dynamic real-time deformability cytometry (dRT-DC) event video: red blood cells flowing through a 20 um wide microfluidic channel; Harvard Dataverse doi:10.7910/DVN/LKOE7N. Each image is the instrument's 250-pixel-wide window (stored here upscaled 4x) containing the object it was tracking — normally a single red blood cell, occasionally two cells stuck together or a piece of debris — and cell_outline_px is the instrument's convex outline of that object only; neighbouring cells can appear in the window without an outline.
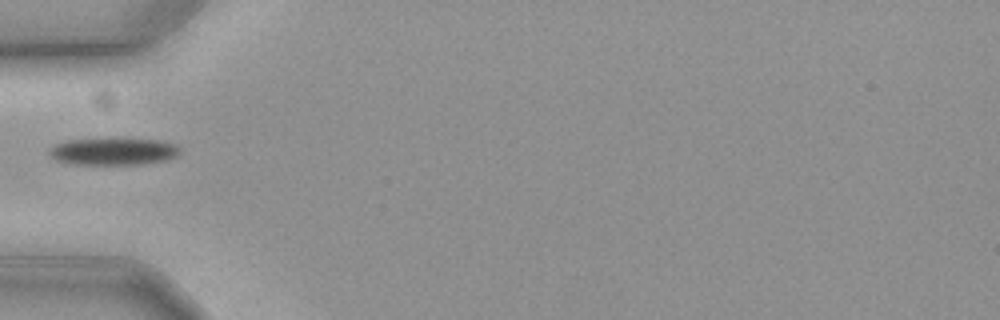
{"species": "common noctule bat (a hibernating species)", "species_latin": "Nyctalus noctula", "temperature_condition": "cold", "stored_images_in_passage": 23, "camera_frame_rate_fps": 3000, "um_per_image_px": 0.085, "animal": {"sex": "female", "body_mass_g": 19.3, "forearm_length_mm": 54.1}, "frame": {"image": 1, "passage_image": 1, "time_ms": 0.0, "image_size_px": [1000, 320], "cell_outline_px": [[180, 152], [176, 156], [168, 160], [140, 164], [76, 164], [56, 160], [48, 152], [56, 144], [68, 140], [160, 140], [176, 144], [180, 148]], "centroid_in_image_um": [9.69, 12.89], "position_along_channel_um": 75.3, "area_um2": 20.06}}
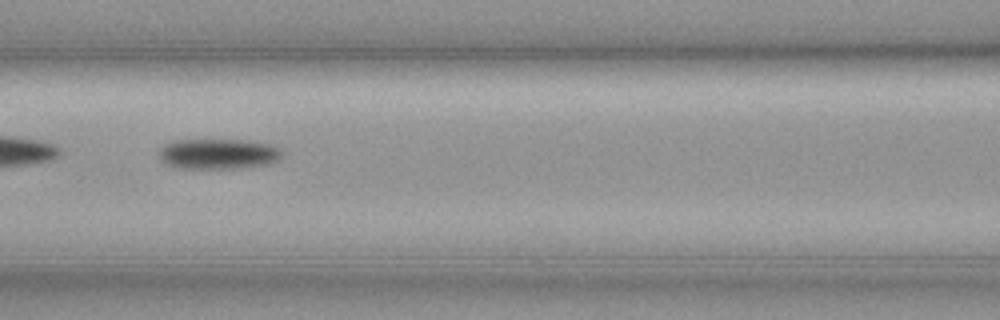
{"frame": {"image": 2, "passage_image": 7, "time_ms": 2.0, "image_size_px": [1000, 320], "cell_outline_px": [[280, 156], [276, 160], [268, 164], [240, 168], [176, 168], [160, 160], [160, 152], [164, 144], [176, 140], [244, 140], [268, 144], [280, 148]], "centroid_in_image_um": [18.52, 13.08], "position_along_channel_um": 148.1, "area_um2": 21.5}}
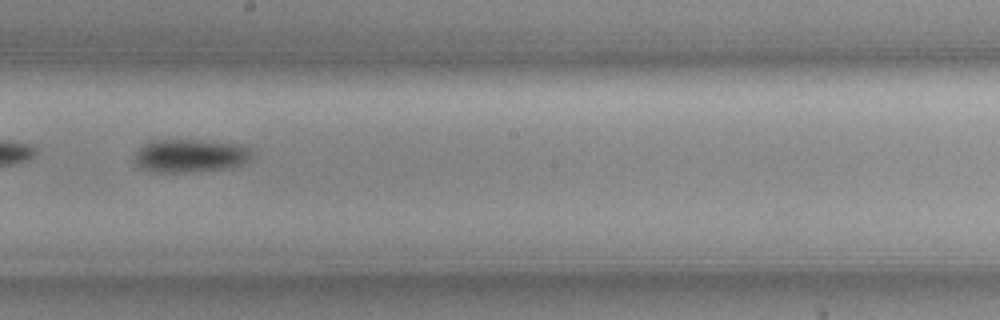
{"frame": {"image": 3, "passage_image": 14, "time_ms": 4.333, "image_size_px": [1000, 320], "cell_outline_px": [[252, 156], [244, 164], [232, 168], [176, 172], [152, 172], [140, 168], [136, 164], [136, 152], [148, 140], [196, 140], [240, 144], [248, 148]], "centroid_in_image_um": [16.16, 13.23], "position_along_channel_um": 232.0, "area_um2": 22.6}}